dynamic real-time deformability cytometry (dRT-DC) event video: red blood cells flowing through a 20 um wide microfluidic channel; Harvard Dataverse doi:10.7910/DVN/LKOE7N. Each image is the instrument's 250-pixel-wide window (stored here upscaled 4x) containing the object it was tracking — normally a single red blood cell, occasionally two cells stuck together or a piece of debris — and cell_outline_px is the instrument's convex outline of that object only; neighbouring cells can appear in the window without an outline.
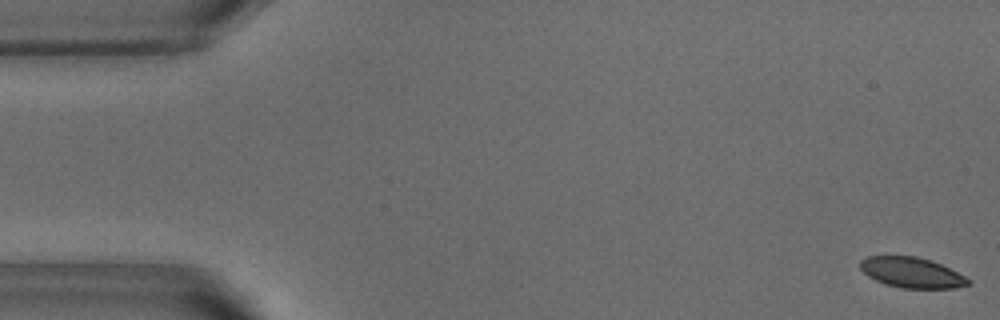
{"species": "common noctule bat (a hibernating species)", "species_latin": "Nyctalus noctula", "temperature_condition": "warm", "stored_images_in_passage": 52, "camera_frame_rate_fps": 3000, "um_per_image_px": 0.085, "animal": {"sex": "male", "body_mass_g": 18.8}, "frame": {"image": 1, "passage_image": 1, "time_ms": 0.0, "image_size_px": [1000, 320], "cell_outline_px": [[972, 284], [956, 288], [900, 288], [884, 284], [868, 276], [860, 268], [860, 260], [864, 256], [916, 256], [932, 260], [972, 280]], "centroid_in_image_um": [77.49, 23.17], "position_along_channel_um": 7.5, "area_um2": 19.25}}
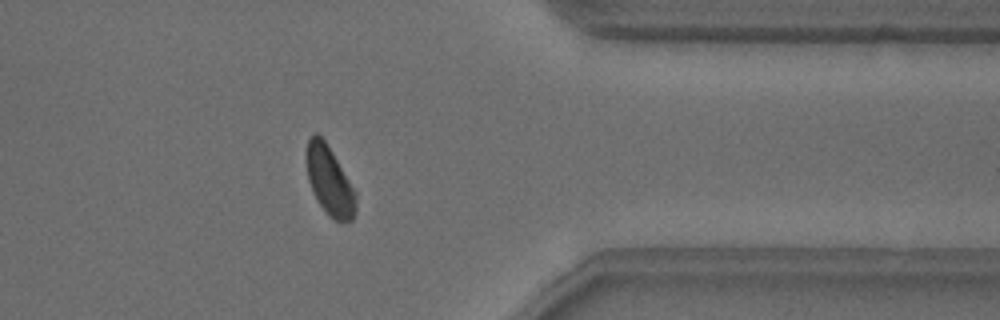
{"frame": {"image": 2, "passage_image": 42, "time_ms": 13.667, "image_size_px": [1000, 320], "cell_outline_px": [[356, 212], [352, 220], [332, 220], [328, 216], [312, 192], [308, 180], [304, 152], [308, 140], [316, 132], [324, 140], [332, 152], [356, 192]], "centroid_in_image_um": [27.98, 15.37], "position_along_channel_um": 383.4, "area_um2": 19.88}}
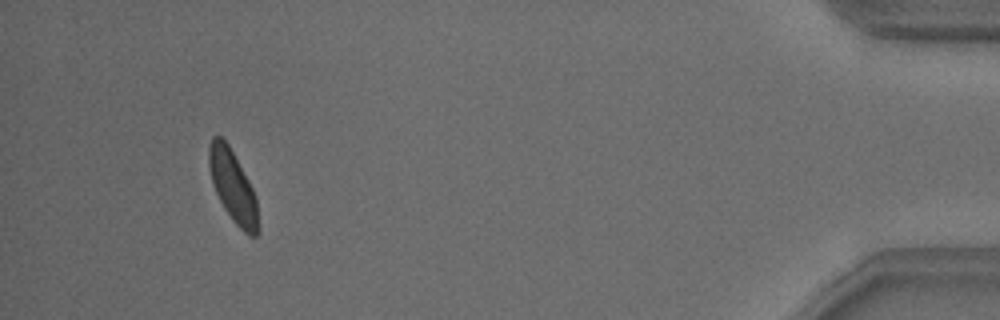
{"frame": {"image": 3, "passage_image": 49, "time_ms": 16.0, "image_size_px": [1000, 320], "cell_outline_px": [[260, 232], [256, 236], [248, 236], [232, 220], [224, 208], [212, 184], [208, 164], [208, 144], [212, 136], [220, 136], [228, 144], [248, 180], [256, 196], [260, 224]], "centroid_in_image_um": [19.81, 15.88], "position_along_channel_um": 415.4, "area_um2": 20.81}, "authors_computed_cell_mechanics": {"area_um2": 20.8947, "velocity_mm_per_s": 3.8045, "shape_relaxation_time_tau1_ms": 2.4588, "shape_relaxation_time_tau2_ms": 2.7152, "deformation_change_tau1": 0.0864, "deformation_change_tau2": 0.0623}}